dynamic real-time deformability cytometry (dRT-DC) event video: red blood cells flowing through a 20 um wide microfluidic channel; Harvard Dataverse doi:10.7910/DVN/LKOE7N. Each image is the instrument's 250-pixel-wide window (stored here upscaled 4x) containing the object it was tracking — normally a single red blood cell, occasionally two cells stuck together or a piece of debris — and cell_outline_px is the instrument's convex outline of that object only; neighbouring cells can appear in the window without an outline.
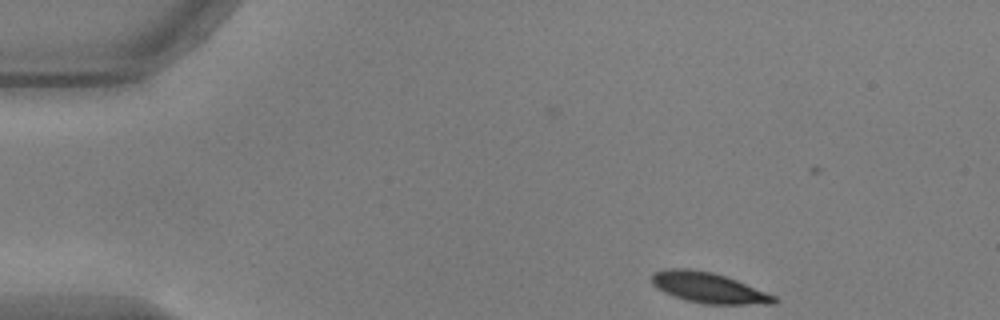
{"species": "common noctule bat (a hibernating species)", "species_latin": "Nyctalus noctula", "temperature_condition": "warm", "stored_images_in_passage": 48, "camera_frame_rate_fps": 3000, "um_per_image_px": 0.085, "animal": {"sex": "male", "body_mass_g": 17.9, "forearm_length_mm": 54.2}, "frame": {"image": 1, "passage_image": 1, "time_ms": 0.0, "image_size_px": [1000, 320], "cell_outline_px": [[780, 300], [776, 304], [704, 304], [684, 300], [672, 296], [656, 288], [652, 284], [652, 272], [664, 268], [688, 268], [712, 272], [736, 280], [776, 296]], "centroid_in_image_um": [60.2, 24.46], "position_along_channel_um": 24.8, "area_um2": 21.96}}
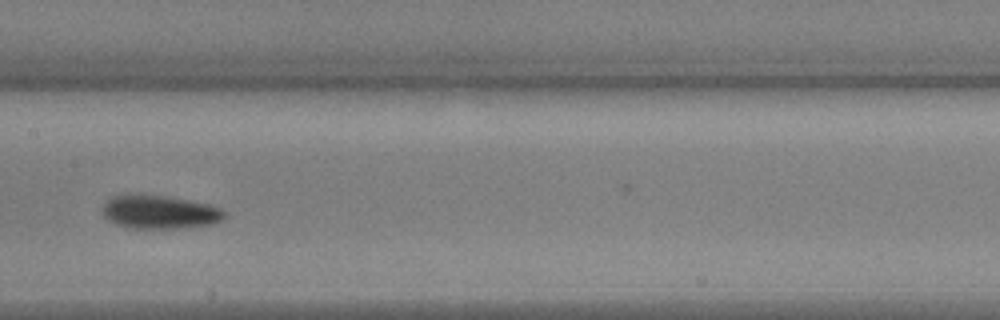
{"frame": {"image": 2, "passage_image": 21, "time_ms": 6.667, "image_size_px": [1000, 320], "cell_outline_px": [[228, 216], [212, 224], [176, 228], [136, 228], [116, 224], [108, 220], [104, 216], [104, 204], [112, 196], [128, 192], [168, 196], [208, 204], [220, 208], [228, 212]], "centroid_in_image_um": [13.57, 17.99], "position_along_channel_um": 193.8, "area_um2": 24.04}}
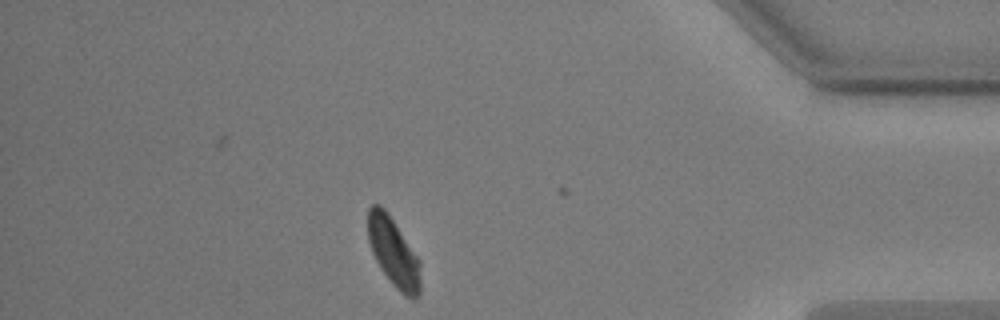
{"frame": {"image": 3, "passage_image": 41, "time_ms": 13.333, "image_size_px": [1000, 320], "cell_outline_px": [[420, 292], [412, 300], [404, 296], [392, 284], [380, 268], [372, 252], [368, 240], [368, 208], [372, 204], [380, 204], [388, 212], [420, 260]], "centroid_in_image_um": [33.44, 21.44], "position_along_channel_um": 401.8, "area_um2": 21.21}, "authors_computed_cell_mechanics": {"area_um2": 22.3397, "velocity_mm_per_s": 3.6861, "shape_relaxation_time_tau1_ms": 2.5517, "shape_relaxation_time_tau2_ms": null, "deformation_change_tau1": 0.1013, "deformation_change_tau2": null}}